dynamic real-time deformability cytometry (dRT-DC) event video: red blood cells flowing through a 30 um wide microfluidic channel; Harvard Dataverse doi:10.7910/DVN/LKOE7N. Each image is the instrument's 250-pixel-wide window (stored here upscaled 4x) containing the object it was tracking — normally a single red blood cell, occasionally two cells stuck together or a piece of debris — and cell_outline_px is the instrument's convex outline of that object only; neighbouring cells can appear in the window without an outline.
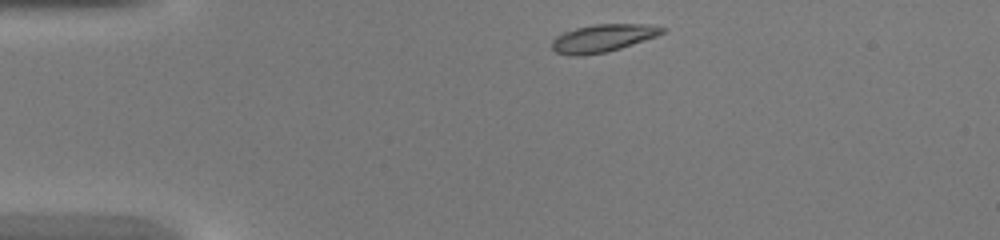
{"species": "common noctule bat (a hibernating species)", "species_latin": "Nyctalus noctula", "temperature_condition": "warm", "stored_images_in_passage": 36, "camera_frame_rate_fps": 3000, "um_per_image_px": 0.085, "animal": {"sex": "female", "body_mass_g": 20.0, "forearm_length_mm": 54.0}, "frame": {"image": 1, "passage_image": 1, "time_ms": 0.0, "image_size_px": [1000, 240], "cell_outline_px": [[668, 28], [664, 32], [656, 36], [608, 52], [584, 56], [568, 56], [556, 52], [552, 48], [552, 40], [556, 36], [564, 32], [576, 28], [596, 24], [652, 24]], "centroid_in_image_um": [51.24, 3.25], "position_along_channel_um": 33.8, "area_um2": 17.92}}
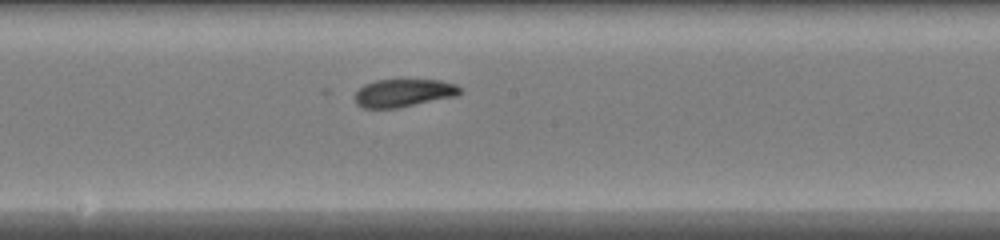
{"frame": {"image": 2, "passage_image": 16, "time_ms": 5.0, "image_size_px": [1000, 240], "cell_outline_px": [[460, 92], [456, 96], [396, 108], [364, 108], [356, 104], [356, 92], [364, 84], [376, 80], [440, 80], [456, 84], [460, 88]], "centroid_in_image_um": [34.29, 7.9], "position_along_channel_um": 213.9, "area_um2": 16.88}}
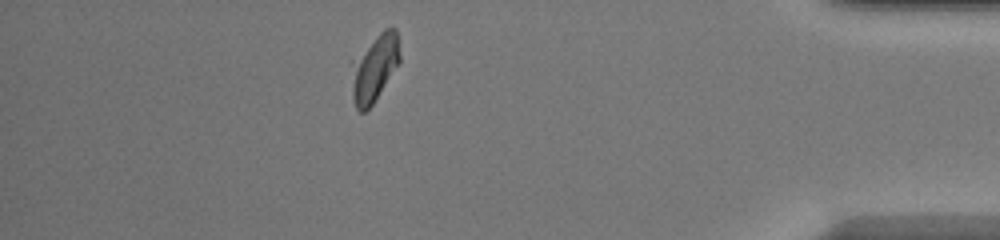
{"frame": {"image": 3, "passage_image": 31, "time_ms": 10.0, "image_size_px": [1000, 240], "cell_outline_px": [[400, 60], [372, 104], [364, 112], [360, 112], [356, 108], [352, 96], [348, 60], [384, 28], [396, 28], [400, 56]], "centroid_in_image_um": [31.73, 5.74], "position_along_channel_um": 403.5, "area_um2": 19.36}}